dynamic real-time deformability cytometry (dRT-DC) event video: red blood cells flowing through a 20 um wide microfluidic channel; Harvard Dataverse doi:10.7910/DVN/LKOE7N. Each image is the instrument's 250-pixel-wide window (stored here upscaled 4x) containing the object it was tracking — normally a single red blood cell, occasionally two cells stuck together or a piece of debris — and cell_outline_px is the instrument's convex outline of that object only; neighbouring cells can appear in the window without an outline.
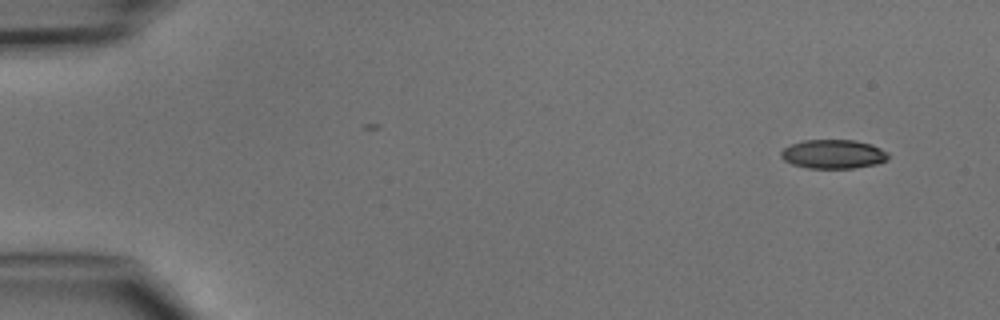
{"species": "common noctule bat (a hibernating species)", "species_latin": "Nyctalus noctula", "temperature_condition": "cold", "stored_images_in_passage": 3, "camera_frame_rate_fps": 3000, "um_per_image_px": 0.085, "animal": {"sex": "male", "body_mass_g": 15.6}, "frame": {"image": 1, "passage_image": 1, "time_ms": 0.0, "image_size_px": [1000, 320], "cell_outline_px": [[888, 160], [876, 164], [852, 168], [808, 168], [792, 164], [784, 160], [780, 156], [780, 152], [784, 148], [792, 144], [804, 140], [856, 140], [872, 144], [888, 152]], "centroid_in_image_um": [70.84, 13.1], "position_along_channel_um": 14.2, "area_um2": 18.15}}